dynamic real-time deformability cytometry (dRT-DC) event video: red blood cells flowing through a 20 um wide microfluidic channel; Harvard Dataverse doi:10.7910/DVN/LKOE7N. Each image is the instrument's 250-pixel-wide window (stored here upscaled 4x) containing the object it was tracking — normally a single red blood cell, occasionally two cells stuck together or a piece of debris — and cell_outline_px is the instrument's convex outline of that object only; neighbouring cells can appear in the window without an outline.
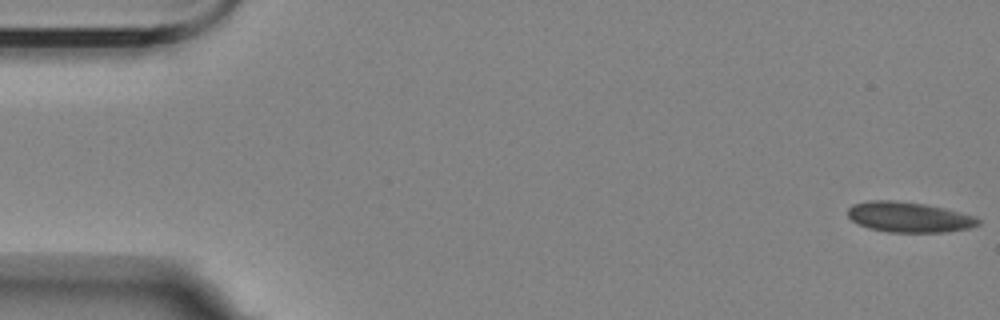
{"species": "Egyptian fruit bat (a non-hibernating species)", "species_latin": "Rousettus aegyptiacus", "temperature_condition": "room temperature", "stored_images_in_passage": 5, "camera_frame_rate_fps": 3000, "um_per_image_px": 0.085, "animal": {"sex": "female"}, "frame": {"image": 1, "passage_image": 1, "time_ms": 0.0, "image_size_px": [1000, 320], "cell_outline_px": [[980, 224], [972, 228], [944, 232], [888, 232], [868, 228], [852, 220], [848, 216], [848, 208], [852, 204], [868, 200], [896, 200], [924, 204], [944, 208], [976, 216], [980, 220]], "centroid_in_image_um": [77.28, 18.45], "position_along_channel_um": 7.7, "area_um2": 23.18}}
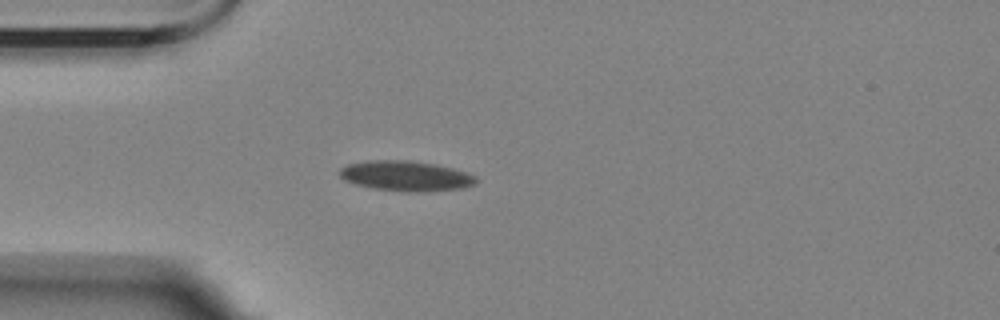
{"frame": {"image": 2, "passage_image": 5, "time_ms": 4.667, "image_size_px": [1000, 320], "cell_outline_px": [[476, 184], [464, 188], [424, 192], [408, 192], [376, 188], [356, 184], [344, 180], [340, 176], [340, 168], [348, 164], [368, 160], [408, 160], [436, 164], [468, 172], [476, 176]], "centroid_in_image_um": [34.54, 14.95], "position_along_channel_um": 50.5, "area_um2": 24.04}}